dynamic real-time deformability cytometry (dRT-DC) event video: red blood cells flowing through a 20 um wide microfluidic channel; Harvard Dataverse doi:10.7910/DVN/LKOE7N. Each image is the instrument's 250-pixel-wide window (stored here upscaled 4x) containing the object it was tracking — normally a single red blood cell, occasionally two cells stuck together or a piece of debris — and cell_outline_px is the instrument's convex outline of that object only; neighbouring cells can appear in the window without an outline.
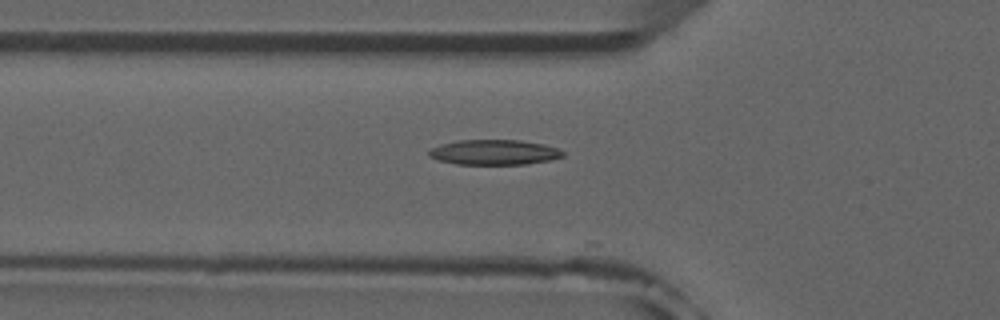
{"species": "common noctule bat (a hibernating species)", "species_latin": "Nyctalus noctula", "temperature_condition": "room temperature", "stored_images_in_passage": 21, "camera_frame_rate_fps": 3000, "um_per_image_px": 0.085, "animal": {"sex": "male", "forearm_length_mm": 52.5}, "frame": {"image": 1, "passage_image": 18, "time_ms": 5.667, "image_size_px": [1000, 320], "cell_outline_px": [[564, 156], [548, 160], [528, 164], [456, 164], [440, 160], [428, 156], [428, 148], [440, 144], [460, 140], [520, 140], [544, 144], [556, 148], [564, 152]], "centroid_in_image_um": [41.97, 12.94], "position_along_channel_um": 83.8, "area_um2": 19.59}}